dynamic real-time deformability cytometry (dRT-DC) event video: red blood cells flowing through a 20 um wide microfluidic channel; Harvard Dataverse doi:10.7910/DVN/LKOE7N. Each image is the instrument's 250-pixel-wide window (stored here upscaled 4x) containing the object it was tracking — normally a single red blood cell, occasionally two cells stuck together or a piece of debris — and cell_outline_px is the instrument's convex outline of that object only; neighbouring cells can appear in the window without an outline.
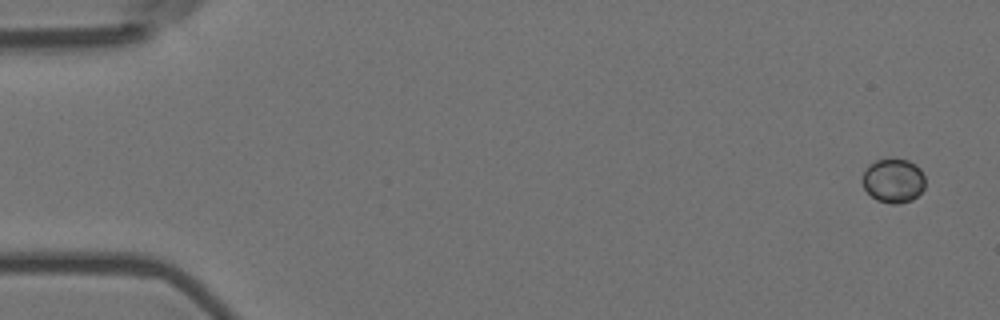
{"species": "Egyptian fruit bat (a non-hibernating species)", "species_latin": "Rousettus aegyptiacus", "temperature_condition": "room temperature", "stored_images_in_passage": 5, "camera_frame_rate_fps": 3000, "um_per_image_px": 0.085, "animal": {"sex": "female"}, "frame": {"image": 1, "passage_image": 1, "time_ms": 0.0, "image_size_px": [1000, 320], "cell_outline_px": [[924, 188], [912, 200], [896, 204], [892, 204], [876, 200], [864, 188], [860, 180], [868, 164], [876, 160], [908, 160], [916, 164], [920, 168], [924, 176]], "centroid_in_image_um": [75.92, 15.36], "position_along_channel_um": 9.1, "area_um2": 16.13}}
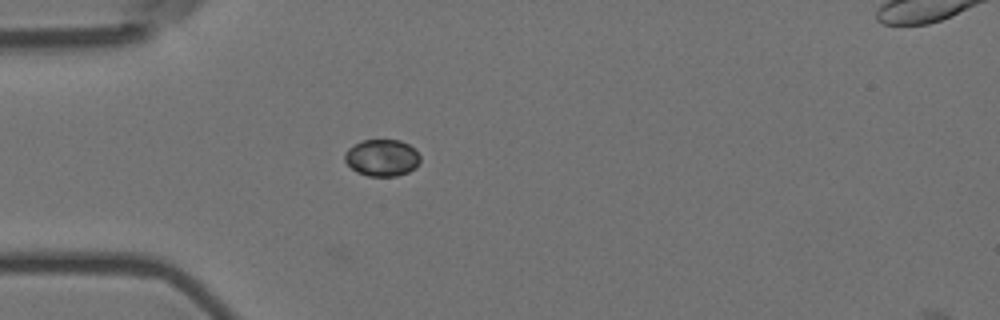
{"frame": {"image": 2, "passage_image": 5, "time_ms": 1.333, "image_size_px": [1000, 320], "cell_outline_px": [[420, 160], [416, 168], [408, 172], [396, 176], [368, 176], [356, 172], [344, 160], [344, 152], [348, 148], [364, 140], [400, 140], [416, 148], [420, 156]], "centroid_in_image_um": [32.49, 13.41], "position_along_channel_um": 52.5, "area_um2": 16.3}}